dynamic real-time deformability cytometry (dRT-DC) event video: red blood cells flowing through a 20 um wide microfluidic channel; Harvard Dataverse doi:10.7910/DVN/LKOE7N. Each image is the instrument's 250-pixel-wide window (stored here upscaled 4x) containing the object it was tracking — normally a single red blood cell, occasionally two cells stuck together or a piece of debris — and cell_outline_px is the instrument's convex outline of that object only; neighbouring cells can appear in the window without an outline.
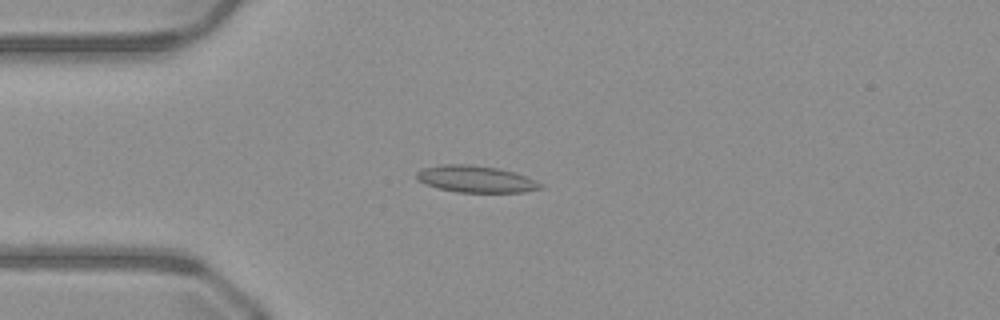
{"species": "common noctule bat (a hibernating species)", "species_latin": "Nyctalus noctula", "temperature_condition": "warm", "stored_images_in_passage": 50, "camera_frame_rate_fps": 3000, "um_per_image_px": 0.085, "animal": {"sex": "male", "body_mass_g": 23.1, "forearm_length_mm": 52.7}, "frame": {"image": 1, "passage_image": 13, "time_ms": 4.0, "image_size_px": [1000, 320], "cell_outline_px": [[544, 188], [524, 192], [456, 192], [424, 184], [416, 176], [416, 172], [420, 168], [440, 164], [472, 164], [500, 168], [516, 172], [544, 184]], "centroid_in_image_um": [40.46, 15.21], "position_along_channel_um": 44.5, "area_um2": 19.59}}
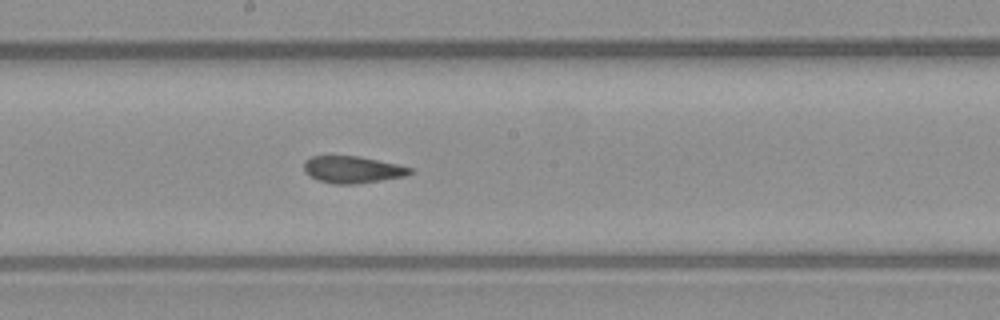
{"frame": {"image": 2, "passage_image": 27, "time_ms": 8.667, "image_size_px": [1000, 320], "cell_outline_px": [[412, 172], [408, 176], [356, 184], [332, 184], [320, 180], [304, 172], [304, 160], [312, 156], [360, 156], [396, 164], [412, 168]], "centroid_in_image_um": [29.97, 14.41], "position_along_channel_um": 218.2, "area_um2": 16.65}}
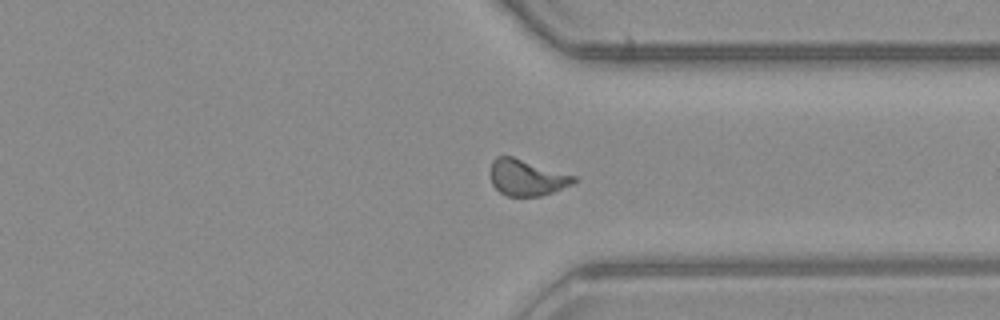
{"frame": {"image": 3, "passage_image": 38, "time_ms": 12.333, "image_size_px": [1000, 320], "cell_outline_px": [[576, 180], [572, 184], [552, 192], [540, 196], [508, 196], [500, 192], [492, 184], [488, 172], [492, 160], [496, 156], [512, 156], [576, 176]], "centroid_in_image_um": [44.72, 15.08], "position_along_channel_um": 366.7, "area_um2": 17.63}, "authors_computed_cell_mechanics": {"area_um2": 17.3978, "velocity_mm_per_s": 4.0743, "shape_relaxation_time_tau1_ms": 7.4578, "shape_relaxation_time_tau2_ms": 1.3418, "deformation_change_tau1": 0.1779, "deformation_change_tau2": 0.0637}}